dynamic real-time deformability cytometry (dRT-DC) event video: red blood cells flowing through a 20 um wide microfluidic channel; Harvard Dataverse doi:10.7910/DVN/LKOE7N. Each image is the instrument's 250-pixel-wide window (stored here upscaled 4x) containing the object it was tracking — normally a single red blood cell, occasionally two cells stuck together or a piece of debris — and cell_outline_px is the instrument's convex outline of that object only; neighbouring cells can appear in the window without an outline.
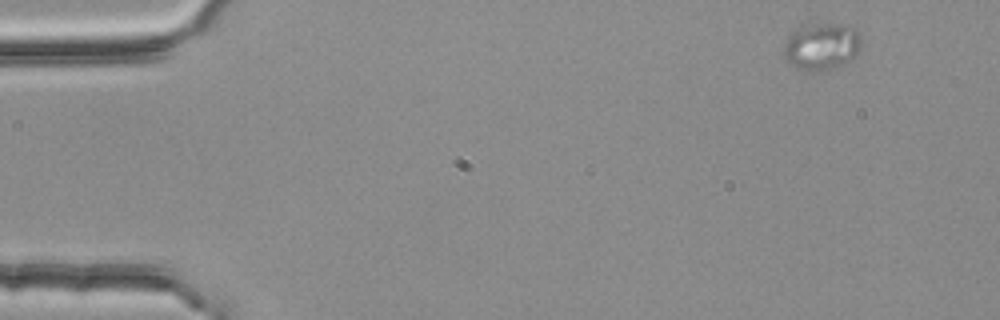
{"species": "common noctule bat (a hibernating species)", "species_latin": "Nyctalus noctula", "temperature_condition": "room temperature", "stored_images_in_passage": 5, "camera_frame_rate_fps": 3000, "um_per_image_px": 0.085, "animal": {"sex": "female", "body_mass_g": 25.1}, "frame": {"image": 1, "passage_image": 1, "time_ms": 0.0, "image_size_px": [1000, 320], "cell_outline_px": [[860, 44], [856, 52], [848, 60], [824, 72], [808, 72], [796, 68], [788, 64], [784, 60], [784, 44], [788, 32], [800, 24], [840, 24], [852, 28], [856, 32], [860, 40]], "centroid_in_image_um": [69.69, 3.95], "position_along_channel_um": 15.3, "area_um2": 21.44}}
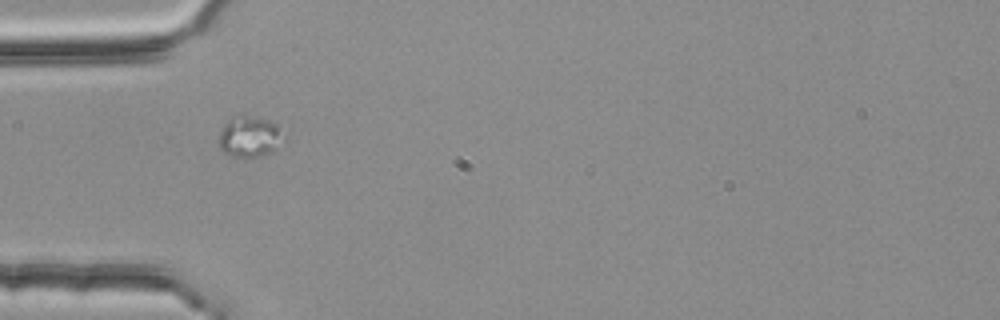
{"frame": {"image": 2, "passage_image": 4, "time_ms": 1.0, "image_size_px": [1000, 320], "cell_outline_px": [[280, 132], [272, 152], [264, 156], [232, 156], [224, 152], [220, 148], [220, 132], [224, 124], [232, 116], [252, 116], [268, 120], [276, 124], [280, 128]], "centroid_in_image_um": [21.13, 11.6], "position_along_channel_um": 63.9, "area_um2": 14.68}}
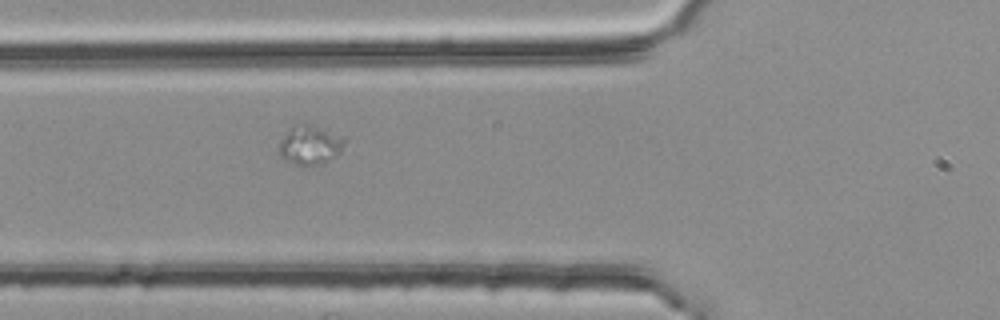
{"frame": {"image": 3, "passage_image": 5, "time_ms": 1.333, "image_size_px": [1000, 320], "cell_outline_px": [[344, 144], [340, 152], [336, 156], [320, 164], [292, 164], [280, 156], [280, 140], [292, 128], [304, 120], [344, 136]], "centroid_in_image_um": [26.38, 12.28], "position_along_channel_um": 99.4, "area_um2": 14.91}}